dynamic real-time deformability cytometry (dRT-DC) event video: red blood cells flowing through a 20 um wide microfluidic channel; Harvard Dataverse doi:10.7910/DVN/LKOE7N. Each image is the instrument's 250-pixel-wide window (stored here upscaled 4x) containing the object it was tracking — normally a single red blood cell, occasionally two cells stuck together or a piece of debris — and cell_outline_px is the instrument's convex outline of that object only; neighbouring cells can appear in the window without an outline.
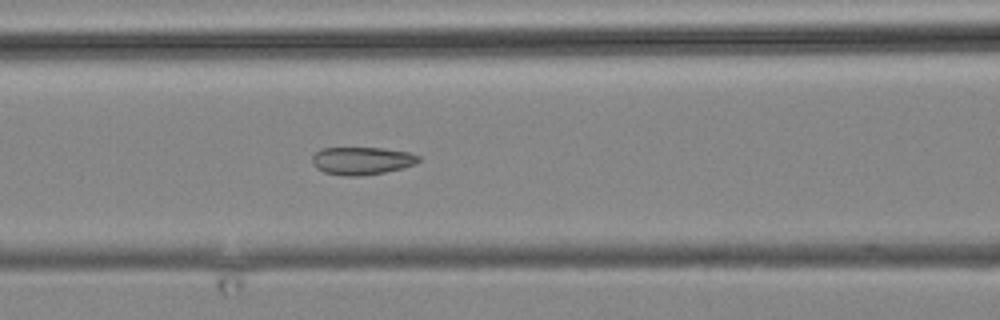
{"species": "common noctule bat (a hibernating species)", "species_latin": "Nyctalus noctula", "temperature_condition": "cold", "stored_images_in_passage": 14, "camera_frame_rate_fps": 3000, "um_per_image_px": 0.085, "animal": {"sex": "male", "body_mass_g": 19.2, "forearm_length_mm": 51.8}, "frame": {"image": 1, "passage_image": 14, "time_ms": 15.333, "image_size_px": [1000, 320], "cell_outline_px": [[420, 160], [416, 164], [404, 168], [384, 172], [360, 176], [344, 176], [324, 172], [316, 168], [312, 164], [312, 156], [316, 152], [324, 148], [384, 148], [408, 152], [420, 156]], "centroid_in_image_um": [30.77, 13.67], "position_along_channel_um": 135.8, "area_um2": 17.28}}